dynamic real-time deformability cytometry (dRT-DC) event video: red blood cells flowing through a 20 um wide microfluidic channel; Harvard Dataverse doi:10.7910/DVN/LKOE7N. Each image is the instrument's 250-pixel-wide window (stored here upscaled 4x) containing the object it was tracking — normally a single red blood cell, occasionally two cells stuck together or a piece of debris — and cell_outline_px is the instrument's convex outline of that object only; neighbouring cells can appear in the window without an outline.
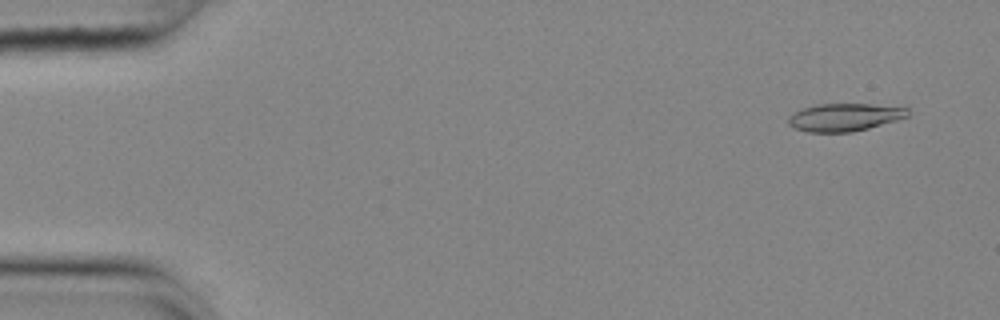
{"species": "common noctule bat (a hibernating species)", "species_latin": "Nyctalus noctula", "temperature_condition": "cold", "stored_images_in_passage": 13, "camera_frame_rate_fps": 3000, "um_per_image_px": 0.085, "animal": {"sex": "female", "body_mass_g": 25.1}, "frame": {"image": 1, "passage_image": 4, "time_ms": 1.0, "image_size_px": [1000, 320], "cell_outline_px": [[908, 116], [896, 120], [868, 128], [852, 132], [808, 132], [796, 128], [788, 124], [788, 116], [804, 108], [816, 104], [872, 104], [908, 108]], "centroid_in_image_um": [71.77, 9.96], "position_along_channel_um": 13.2, "area_um2": 19.07}}